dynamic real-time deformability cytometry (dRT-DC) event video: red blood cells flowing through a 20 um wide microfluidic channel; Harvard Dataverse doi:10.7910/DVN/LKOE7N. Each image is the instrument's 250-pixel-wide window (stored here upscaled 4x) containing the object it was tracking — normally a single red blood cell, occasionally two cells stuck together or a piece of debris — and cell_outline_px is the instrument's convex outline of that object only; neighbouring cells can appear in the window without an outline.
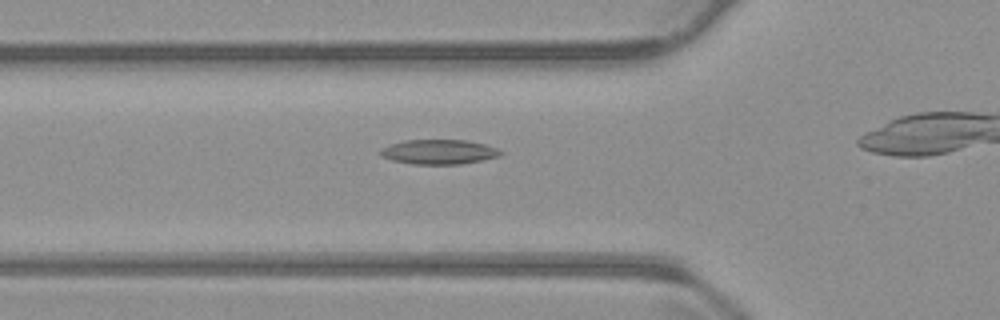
{"species": "common noctule bat (a hibernating species)", "species_latin": "Nyctalus noctula", "temperature_condition": "warm", "stored_images_in_passage": 32, "camera_frame_rate_fps": 3000, "um_per_image_px": 0.085, "animal": {"sex": "male", "body_mass_g": 23.1, "forearm_length_mm": 52.7}, "frame": {"image": 1, "passage_image": 8, "time_ms": 2.333, "image_size_px": [1000, 320], "cell_outline_px": [[504, 152], [500, 156], [460, 164], [412, 164], [392, 160], [380, 156], [380, 148], [404, 140], [464, 140], [484, 144], [496, 148]], "centroid_in_image_um": [37.28, 12.91], "position_along_channel_um": 88.5, "area_um2": 17.17}}
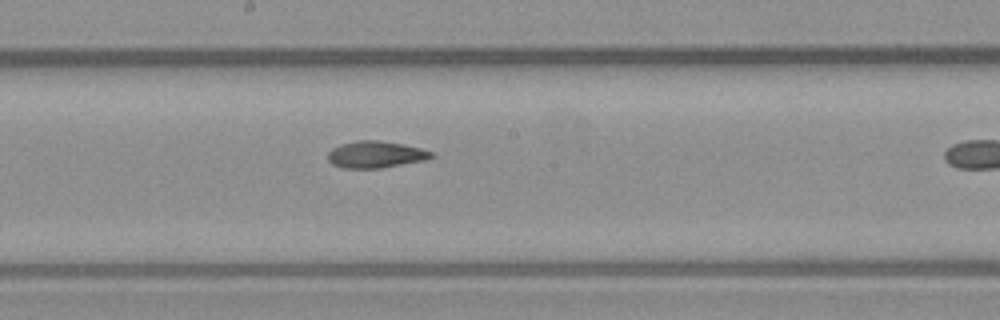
{"frame": {"image": 2, "passage_image": 18, "time_ms": 5.667, "image_size_px": [1000, 320], "cell_outline_px": [[436, 156], [424, 160], [380, 168], [344, 168], [332, 164], [328, 160], [328, 152], [332, 148], [340, 144], [356, 140], [380, 140], [420, 148], [432, 152]], "centroid_in_image_um": [31.9, 13.13], "position_along_channel_um": 216.3, "area_um2": 16.07}}
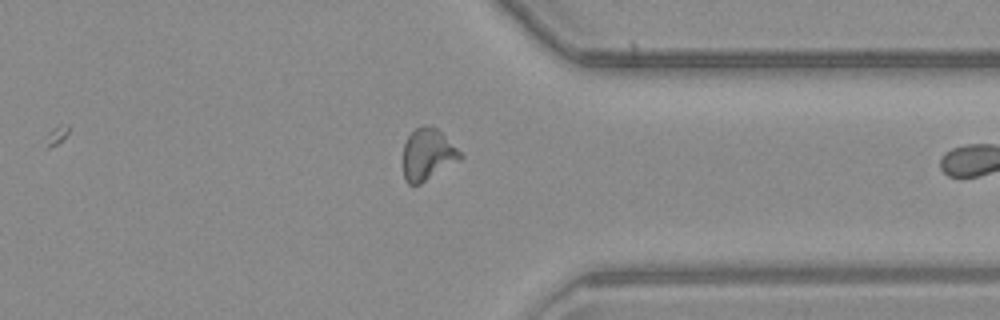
{"frame": {"image": 3, "passage_image": 31, "time_ms": 10.0, "image_size_px": [1000, 320], "cell_outline_px": [[464, 156], [460, 160], [420, 184], [408, 184], [404, 176], [404, 144], [408, 136], [420, 124], [424, 124], [436, 128]], "centroid_in_image_um": [36.34, 13.12], "position_along_channel_um": 375.1, "area_um2": 16.88}}